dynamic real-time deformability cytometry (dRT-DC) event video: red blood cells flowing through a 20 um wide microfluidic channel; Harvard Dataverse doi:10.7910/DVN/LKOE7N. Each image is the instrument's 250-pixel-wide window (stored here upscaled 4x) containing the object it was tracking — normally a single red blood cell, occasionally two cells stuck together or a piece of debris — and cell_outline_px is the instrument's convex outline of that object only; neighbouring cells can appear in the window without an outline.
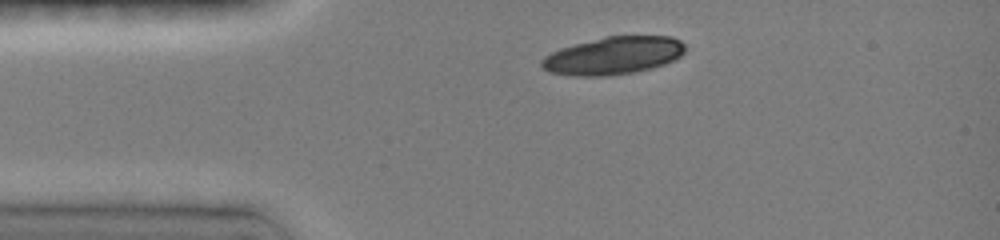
{"species": "common noctule bat (a hibernating species)", "species_latin": "Nyctalus noctula", "temperature_condition": "room temperature", "stored_images_in_passage": 18, "camera_frame_rate_fps": 3000, "um_per_image_px": 0.085, "animal": {"sex": "female", "body_mass_g": 19.0, "forearm_length_mm": 51.5}, "frame": {"image": 1, "passage_image": 1, "time_ms": 0.0, "image_size_px": [1000, 240], "cell_outline_px": [[684, 52], [676, 60], [652, 68], [636, 72], [608, 76], [576, 76], [548, 72], [540, 64], [540, 60], [544, 56], [560, 48], [604, 36], [672, 36], [680, 40], [684, 44]], "centroid_in_image_um": [52.14, 4.73], "position_along_channel_um": 32.9, "area_um2": 31.73}}